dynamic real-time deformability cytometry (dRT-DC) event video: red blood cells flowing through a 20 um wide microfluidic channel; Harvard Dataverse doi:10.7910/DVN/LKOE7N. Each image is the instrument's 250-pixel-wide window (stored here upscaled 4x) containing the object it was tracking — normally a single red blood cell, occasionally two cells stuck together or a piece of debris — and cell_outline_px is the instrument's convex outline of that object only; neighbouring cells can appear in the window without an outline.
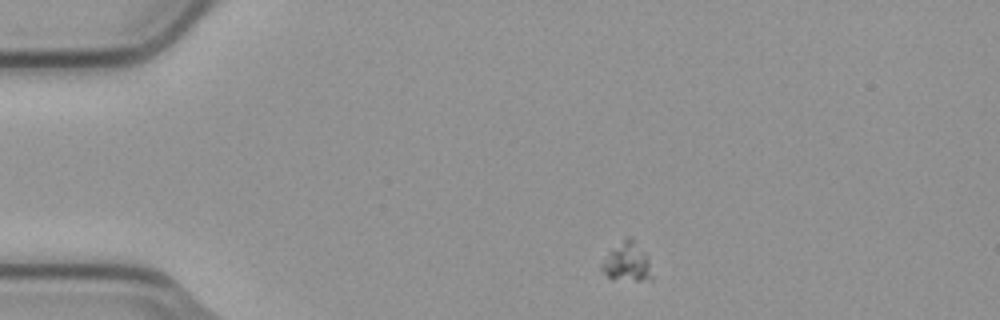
{"species": "common noctule bat (a hibernating species)", "species_latin": "Nyctalus noctula", "temperature_condition": "cold", "stored_images_in_passage": 3, "camera_frame_rate_fps": 3000, "um_per_image_px": 0.085, "animal": {"sex": "male", "body_mass_g": 23.1, "forearm_length_mm": 52.7}, "frame": {"image": 1, "passage_image": 1, "time_ms": 0.0, "image_size_px": [1000, 320], "cell_outline_px": [[652, 280], [636, 280], [608, 276], [600, 268], [600, 264], [628, 236], [648, 256], [652, 276]], "centroid_in_image_um": [53.36, 22.31], "position_along_channel_um": 31.6, "area_um2": 10.52}}
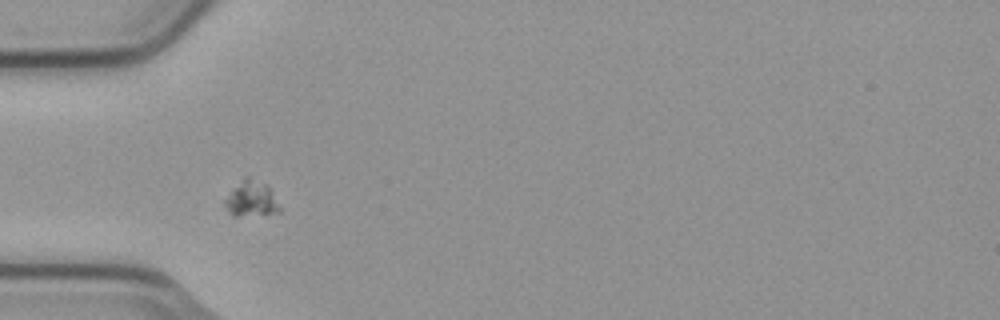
{"frame": {"image": 2, "passage_image": 3, "time_ms": 0.667, "image_size_px": [1000, 320], "cell_outline_px": [[280, 212], [240, 216], [232, 216], [224, 204], [224, 200], [232, 188], [244, 176], [248, 176], [268, 184], [280, 208]], "centroid_in_image_um": [21.33, 16.87], "position_along_channel_um": 63.7, "area_um2": 11.39}}